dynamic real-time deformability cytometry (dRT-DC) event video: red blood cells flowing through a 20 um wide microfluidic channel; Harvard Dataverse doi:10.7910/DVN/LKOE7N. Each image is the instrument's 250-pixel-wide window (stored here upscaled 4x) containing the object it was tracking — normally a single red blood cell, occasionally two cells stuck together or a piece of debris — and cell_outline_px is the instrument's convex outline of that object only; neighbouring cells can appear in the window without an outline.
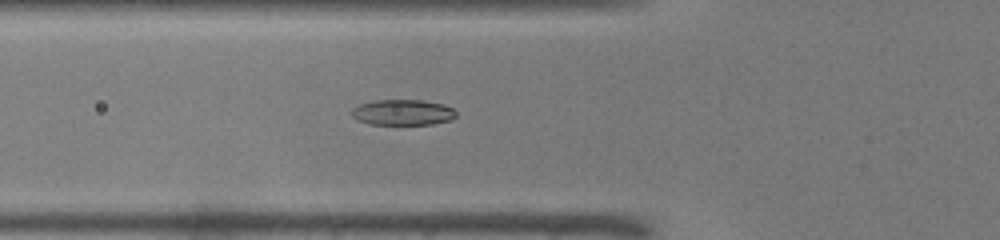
{"species": "common noctule bat (a hibernating species)", "species_latin": "Nyctalus noctula", "temperature_condition": "warm", "stored_images_in_passage": 43, "camera_frame_rate_fps": 3000, "um_per_image_px": 0.085, "animal": {"sex": "male", "body_mass_g": 19.0, "forearm_length_mm": 50.8}, "frame": {"image": 1, "passage_image": 11, "time_ms": 3.333, "image_size_px": [1000, 240], "cell_outline_px": [[456, 116], [452, 120], [432, 124], [368, 124], [356, 120], [348, 112], [352, 108], [360, 104], [376, 100], [420, 100], [444, 104], [452, 108], [456, 112]], "centroid_in_image_um": [34.2, 9.55], "position_along_channel_um": 91.6, "area_um2": 15.78}}
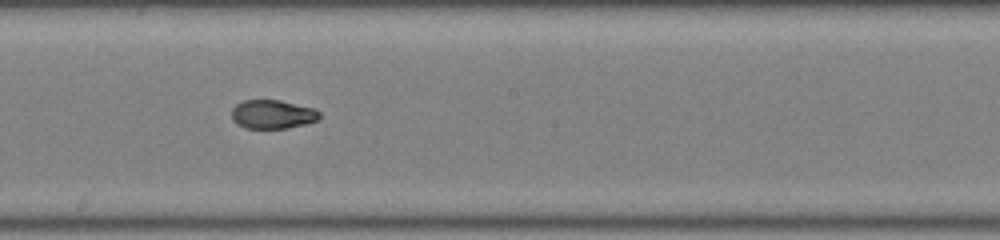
{"frame": {"image": 2, "passage_image": 21, "time_ms": 6.667, "image_size_px": [1000, 240], "cell_outline_px": [[320, 120], [304, 124], [284, 128], [244, 128], [236, 124], [232, 120], [232, 108], [236, 104], [244, 100], [280, 100], [316, 108], [320, 112]], "centroid_in_image_um": [23.18, 9.71], "position_along_channel_um": 225.0, "area_um2": 14.91}}
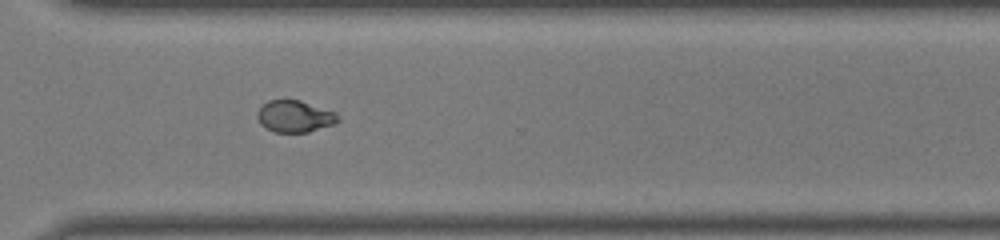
{"frame": {"image": 3, "passage_image": 30, "time_ms": 9.667, "image_size_px": [1000, 240], "cell_outline_px": [[340, 120], [332, 124], [308, 132], [276, 132], [260, 124], [256, 116], [256, 112], [268, 100], [300, 100], [336, 112]], "centroid_in_image_um": [25.04, 9.88], "position_along_channel_um": 345.6, "area_um2": 14.8}, "authors_computed_cell_mechanics": {"area_um2": 15.7216, "velocity_mm_per_s": 4.0059, "shape_relaxation_time_tau1_ms": 8.9563, "shape_relaxation_time_tau2_ms": 1.8392, "deformation_change_tau1": 0.2634, "deformation_change_tau2": 0.054}}